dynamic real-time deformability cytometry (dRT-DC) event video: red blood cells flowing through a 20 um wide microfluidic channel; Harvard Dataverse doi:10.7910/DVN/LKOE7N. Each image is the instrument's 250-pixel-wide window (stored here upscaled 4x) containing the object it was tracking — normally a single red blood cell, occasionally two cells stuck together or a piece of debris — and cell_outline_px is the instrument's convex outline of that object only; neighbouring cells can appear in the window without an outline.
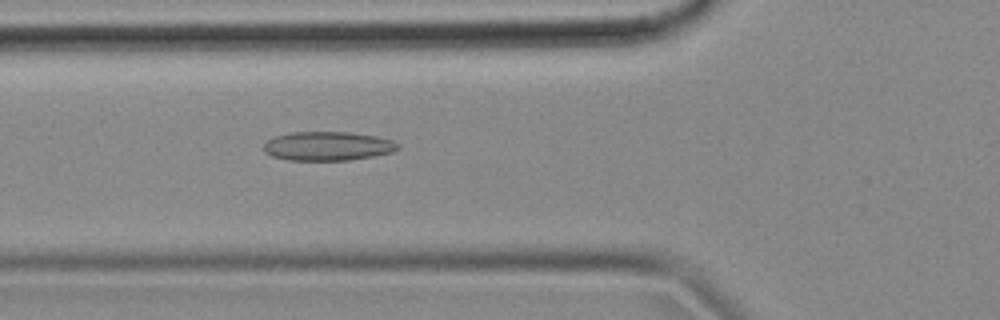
{"species": "common noctule bat (a hibernating species)", "species_latin": "Nyctalus noctula", "temperature_condition": "cold", "stored_images_in_passage": 54, "camera_frame_rate_fps": 3000, "um_per_image_px": 0.085, "animal": {"sex": "female", "body_mass_g": 18.4}, "frame": {"image": 1, "passage_image": 19, "time_ms": 6.0, "image_size_px": [1000, 320], "cell_outline_px": [[400, 148], [392, 152], [372, 156], [348, 160], [288, 160], [272, 156], [264, 152], [264, 144], [268, 140], [276, 136], [292, 132], [348, 132], [376, 136], [392, 140], [400, 144]], "centroid_in_image_um": [27.87, 12.42], "position_along_channel_um": 97.9, "area_um2": 22.6}}
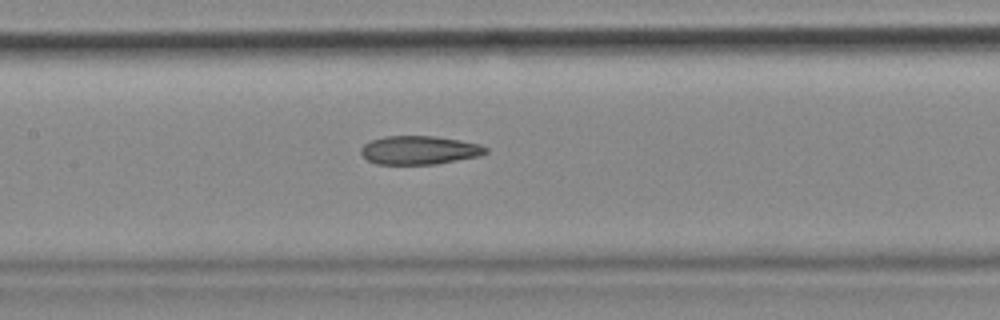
{"frame": {"image": 2, "passage_image": 25, "time_ms": 8.0, "image_size_px": [1000, 320], "cell_outline_px": [[488, 152], [480, 156], [436, 164], [376, 164], [368, 160], [360, 152], [360, 148], [364, 144], [372, 140], [384, 136], [436, 136], [460, 140], [480, 144], [488, 148]], "centroid_in_image_um": [35.66, 12.76], "position_along_channel_um": 171.7, "area_um2": 20.87}}
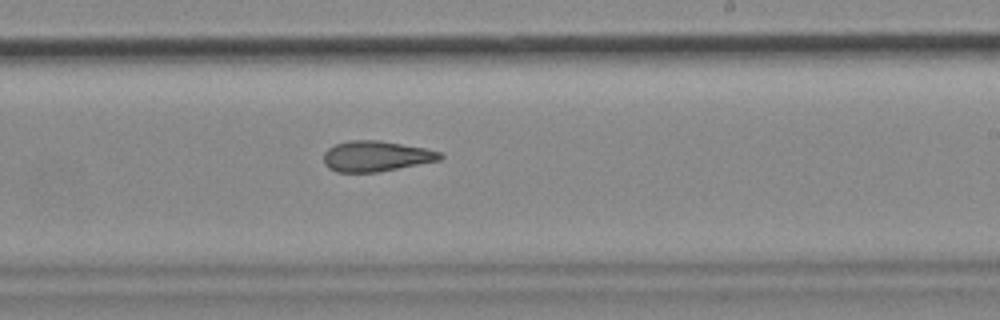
{"frame": {"image": 3, "passage_image": 32, "time_ms": 10.333, "image_size_px": [1000, 320], "cell_outline_px": [[444, 156], [440, 160], [376, 172], [336, 172], [328, 168], [324, 164], [324, 152], [328, 148], [336, 144], [352, 140], [380, 140], [424, 148], [440, 152]], "centroid_in_image_um": [31.94, 13.27], "position_along_channel_um": 257.1, "area_um2": 20.58}, "authors_computed_cell_mechanics": {"area_um2": 21.7906, "velocity_mm_per_s": 3.6735, "shape_relaxation_time_tau1_ms": null, "shape_relaxation_time_tau2_ms": 9.373, "deformation_change_tau1": null, "deformation_change_tau2": 0.2119}}